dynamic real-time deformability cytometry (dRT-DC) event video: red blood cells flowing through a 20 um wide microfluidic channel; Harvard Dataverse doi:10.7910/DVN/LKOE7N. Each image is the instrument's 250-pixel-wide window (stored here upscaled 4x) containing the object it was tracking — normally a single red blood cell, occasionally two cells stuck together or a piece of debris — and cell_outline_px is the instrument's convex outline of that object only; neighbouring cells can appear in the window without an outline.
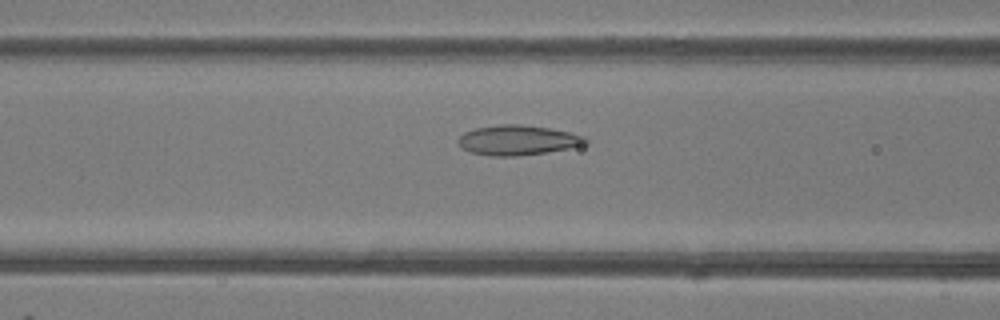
{"species": "common noctule bat (a hibernating species)", "species_latin": "Nyctalus noctula", "temperature_condition": "room temperature", "stored_images_in_passage": 50, "camera_frame_rate_fps": 3000, "um_per_image_px": 0.085, "animal": {"sex": "female"}, "frame": {"image": 1, "passage_image": 20, "time_ms": 6.333, "image_size_px": [1000, 320], "cell_outline_px": [[588, 144], [568, 148], [544, 152], [516, 156], [492, 156], [472, 152], [460, 148], [456, 140], [464, 132], [476, 128], [500, 124], [520, 124], [552, 128], [584, 136], [588, 140]], "centroid_in_image_um": [43.99, 11.9], "position_along_channel_um": 122.6, "area_um2": 22.2}}
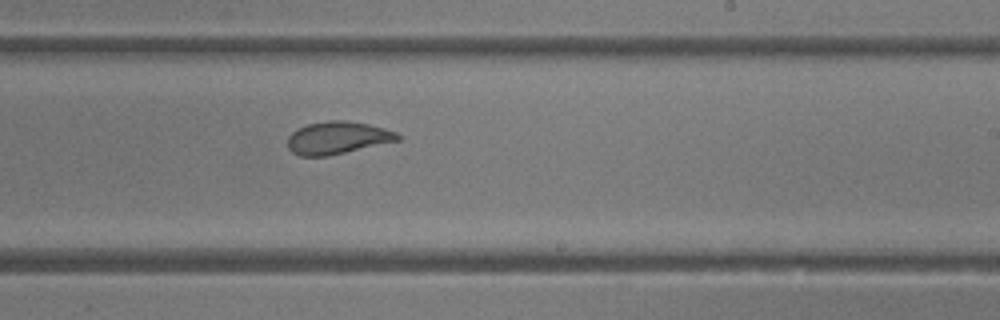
{"frame": {"image": 2, "passage_image": 30, "time_ms": 9.667, "image_size_px": [1000, 320], "cell_outline_px": [[400, 140], [328, 156], [300, 156], [292, 152], [288, 148], [288, 136], [292, 132], [308, 124], [328, 120], [344, 120], [368, 124], [384, 128], [396, 132], [400, 136]], "centroid_in_image_um": [28.68, 11.72], "position_along_channel_um": 260.3, "area_um2": 20.75}}
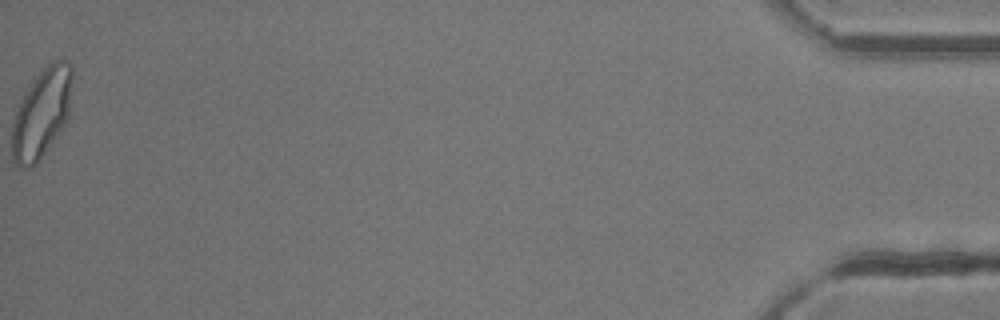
{"frame": {"image": 3, "passage_image": 50, "time_ms": 16.333, "image_size_px": [1000, 320], "cell_outline_px": [[72, 80], [68, 116], [64, 124], [40, 160], [32, 168], [20, 168], [12, 164], [12, 116], [20, 100], [36, 76], [48, 64], [56, 60], [64, 60], [72, 64]], "centroid_in_image_um": [3.5, 9.67], "position_along_channel_um": 431.7, "area_um2": 31.44}, "authors_computed_cell_mechanics": {"area_um2": 24.0159, "velocity_mm_per_s": 4.1399, "shape_relaxation_time_tau1_ms": 6.4968, "shape_relaxation_time_tau2_ms": 1.2525, "deformation_change_tau1": 0.1758, "deformation_change_tau2": 0.0621}}